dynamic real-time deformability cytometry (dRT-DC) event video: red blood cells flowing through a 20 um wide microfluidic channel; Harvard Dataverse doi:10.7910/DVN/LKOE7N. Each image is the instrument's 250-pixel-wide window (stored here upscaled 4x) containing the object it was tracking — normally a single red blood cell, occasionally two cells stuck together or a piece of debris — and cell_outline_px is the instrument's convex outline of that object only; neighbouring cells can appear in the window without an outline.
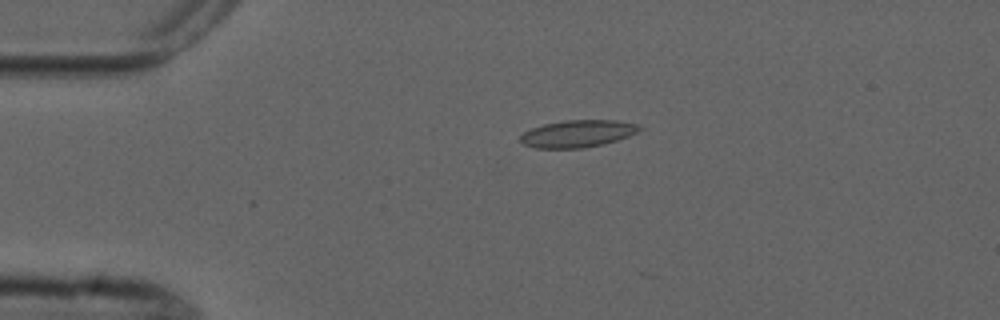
{"species": "common noctule bat (a hibernating species)", "species_latin": "Nyctalus noctula", "temperature_condition": "cold", "stored_images_in_passage": 5, "camera_frame_rate_fps": 3000, "um_per_image_px": 0.085, "animal": {"sex": "male", "forearm_length_mm": 52.5}, "frame": {"image": 1, "passage_image": 3, "time_ms": 2.333, "image_size_px": [1000, 320], "cell_outline_px": [[644, 128], [628, 136], [604, 144], [580, 148], [536, 148], [524, 144], [520, 140], [520, 136], [524, 132], [532, 128], [544, 124], [564, 120], [616, 120], [636, 124]], "centroid_in_image_um": [49.1, 11.35], "position_along_channel_um": 35.9, "area_um2": 18.73}}